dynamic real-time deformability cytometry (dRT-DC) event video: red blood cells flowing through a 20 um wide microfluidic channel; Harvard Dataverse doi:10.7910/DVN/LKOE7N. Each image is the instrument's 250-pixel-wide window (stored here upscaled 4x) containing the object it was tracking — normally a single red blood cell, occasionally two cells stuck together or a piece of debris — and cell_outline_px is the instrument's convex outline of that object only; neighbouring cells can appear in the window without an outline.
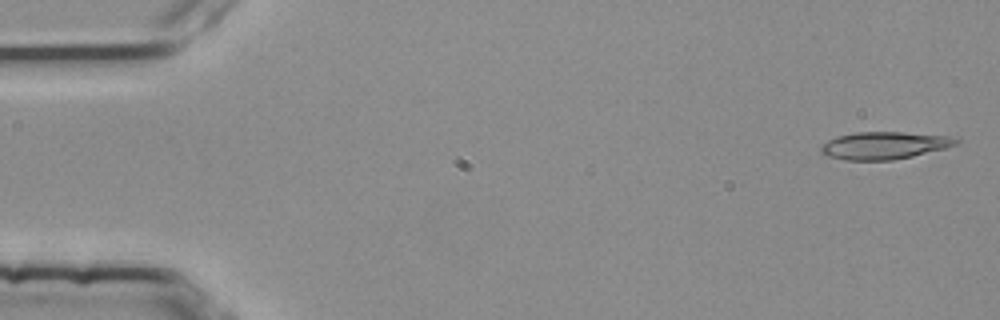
{"species": "common noctule bat (a hibernating species)", "species_latin": "Nyctalus noctula", "temperature_condition": "room temperature", "stored_images_in_passage": 5, "camera_frame_rate_fps": 3000, "um_per_image_px": 0.085, "animal": {"sex": "female", "body_mass_g": 25.1}, "frame": {"image": 1, "passage_image": 1, "time_ms": 0.0, "image_size_px": [1000, 320], "cell_outline_px": [[960, 140], [956, 144], [948, 148], [912, 156], [892, 160], [844, 160], [828, 156], [820, 152], [820, 144], [836, 136], [856, 132], [904, 132], [944, 136]], "centroid_in_image_um": [75.1, 12.37], "position_along_channel_um": 9.9, "area_um2": 21.56}}
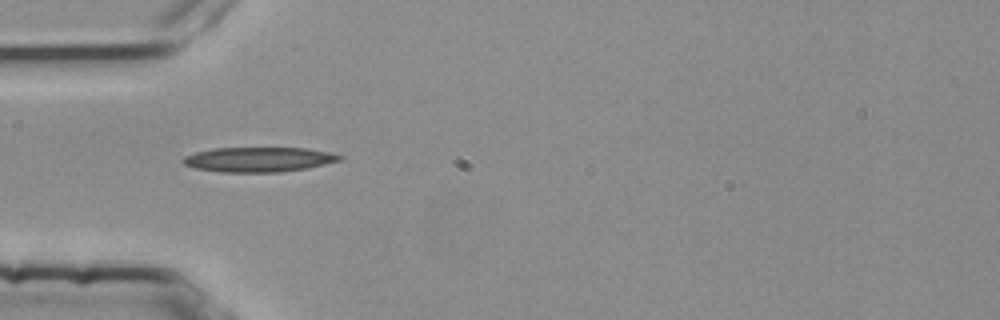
{"frame": {"image": 2, "passage_image": 4, "time_ms": 1.0, "image_size_px": [1000, 320], "cell_outline_px": [[344, 156], [340, 160], [324, 164], [304, 168], [280, 172], [220, 172], [192, 168], [184, 164], [180, 160], [184, 156], [196, 152], [212, 148], [308, 148], [328, 152]], "centroid_in_image_um": [21.92, 13.55], "position_along_channel_um": 63.1, "area_um2": 22.6}}
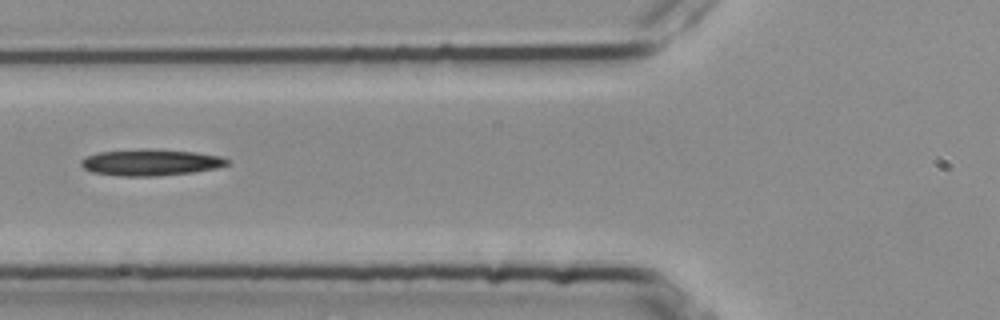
{"frame": {"image": 3, "passage_image": 5, "time_ms": 1.333, "image_size_px": [1000, 320], "cell_outline_px": [[232, 160], [228, 164], [216, 168], [192, 172], [156, 176], [120, 176], [92, 172], [84, 168], [80, 164], [80, 160], [84, 156], [100, 152], [140, 148], [148, 148], [196, 152], [220, 156]], "centroid_in_image_um": [12.79, 13.79], "position_along_channel_um": 113.0, "area_um2": 22.72}}